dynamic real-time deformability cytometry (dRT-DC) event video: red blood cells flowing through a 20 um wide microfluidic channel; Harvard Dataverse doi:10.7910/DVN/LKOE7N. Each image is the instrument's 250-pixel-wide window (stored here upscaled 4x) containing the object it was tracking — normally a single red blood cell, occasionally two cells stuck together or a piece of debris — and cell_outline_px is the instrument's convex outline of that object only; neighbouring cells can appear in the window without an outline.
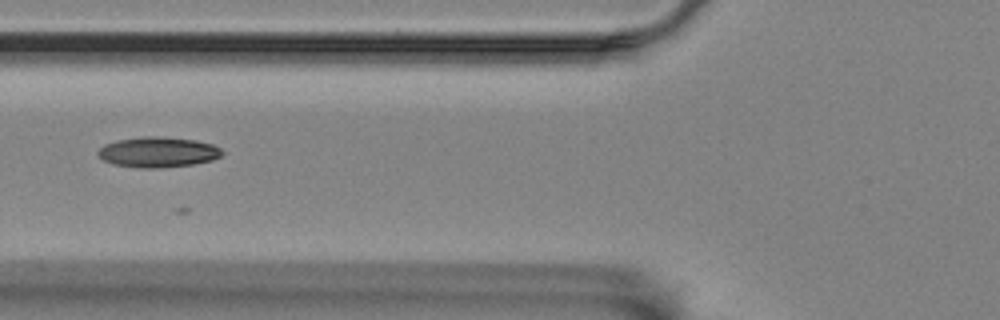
{"species": "Egyptian fruit bat (a non-hibernating species)", "species_latin": "Rousettus aegyptiacus", "temperature_condition": "room temperature", "stored_images_in_passage": 6, "camera_frame_rate_fps": 3000, "um_per_image_px": 0.085, "animal": {"sex": "female"}, "frame": {"image": 1, "passage_image": 3, "time_ms": 3.333, "image_size_px": [1000, 320], "cell_outline_px": [[224, 152], [220, 156], [212, 160], [192, 164], [160, 168], [140, 168], [116, 164], [104, 160], [96, 152], [104, 144], [120, 140], [144, 136], [156, 136], [196, 140], [212, 144], [220, 148]], "centroid_in_image_um": [13.45, 12.93], "position_along_channel_um": 112.4, "area_um2": 21.73}}
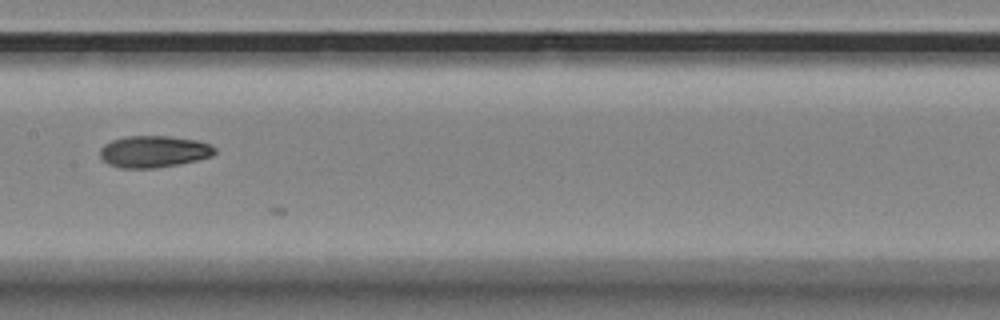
{"frame": {"image": 2, "passage_image": 5, "time_ms": 5.667, "image_size_px": [1000, 320], "cell_outline_px": [[216, 152], [212, 156], [196, 160], [156, 168], [120, 168], [108, 164], [100, 156], [100, 148], [104, 144], [112, 140], [128, 136], [168, 136], [196, 140], [208, 144], [216, 148]], "centroid_in_image_um": [13.05, 12.88], "position_along_channel_um": 194.4, "area_um2": 21.1}}